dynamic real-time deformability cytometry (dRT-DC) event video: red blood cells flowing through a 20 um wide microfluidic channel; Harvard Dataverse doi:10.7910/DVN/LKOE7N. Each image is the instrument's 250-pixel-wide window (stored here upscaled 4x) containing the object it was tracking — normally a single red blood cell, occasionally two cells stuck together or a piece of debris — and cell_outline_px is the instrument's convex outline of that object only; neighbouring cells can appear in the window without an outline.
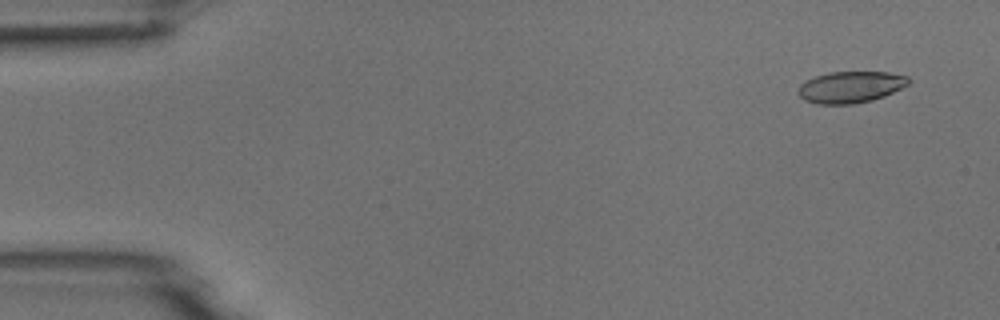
{"species": "common noctule bat (a hibernating species)", "species_latin": "Nyctalus noctula", "temperature_condition": "room temperature", "stored_images_in_passage": 6, "camera_frame_rate_fps": 3000, "um_per_image_px": 0.085, "animal": {"sex": "male", "body_mass_g": 18.8}, "frame": {"image": 1, "passage_image": 2, "time_ms": 1.0, "image_size_px": [1000, 320], "cell_outline_px": [[908, 84], [884, 96], [872, 100], [852, 104], [816, 104], [804, 100], [796, 92], [800, 84], [816, 76], [828, 72], [888, 72], [908, 76]], "centroid_in_image_um": [72.26, 7.4], "position_along_channel_um": 12.7, "area_um2": 20.17}}
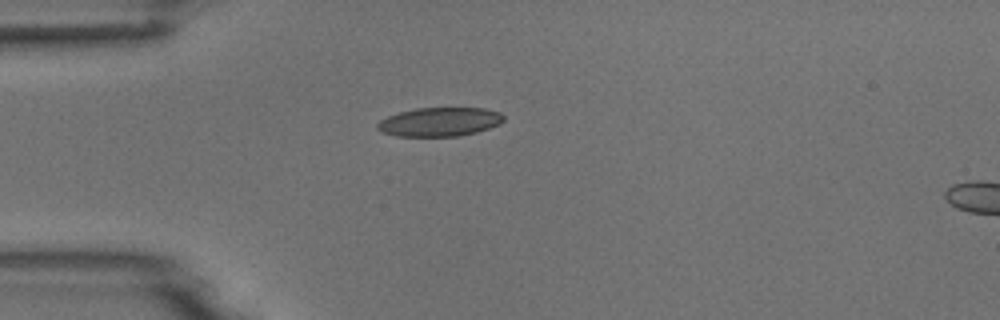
{"frame": {"image": 2, "passage_image": 5, "time_ms": 4.667, "image_size_px": [1000, 320], "cell_outline_px": [[504, 120], [500, 124], [476, 132], [460, 136], [396, 136], [380, 132], [376, 128], [376, 124], [380, 120], [388, 116], [400, 112], [416, 108], [484, 108], [500, 112], [504, 116]], "centroid_in_image_um": [37.35, 10.36], "position_along_channel_um": 47.6, "area_um2": 21.33}}